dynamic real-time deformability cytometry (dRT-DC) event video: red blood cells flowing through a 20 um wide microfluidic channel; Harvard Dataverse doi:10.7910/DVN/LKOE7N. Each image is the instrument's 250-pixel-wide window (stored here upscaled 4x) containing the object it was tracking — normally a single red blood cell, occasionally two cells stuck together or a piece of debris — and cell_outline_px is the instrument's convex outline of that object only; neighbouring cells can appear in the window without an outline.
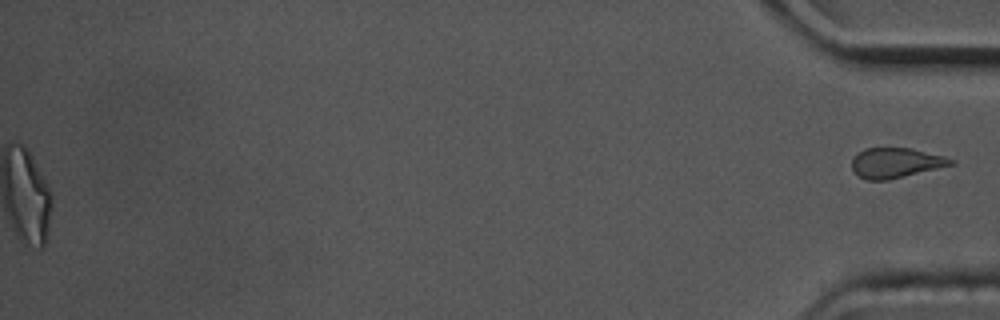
{"species": "common noctule bat (a hibernating species)", "species_latin": "Nyctalus noctula", "temperature_condition": "cold", "stored_images_in_passage": 51, "segment_of_instrument_passage": [2, 2], "camera_frame_rate_fps": 3000, "um_per_image_px": 0.085, "animal": {"sex": "male", "body_mass_g": 17.5, "forearm_length_mm": 52.3}, "frame": {"image": 1, "passage_image": 51, "time_ms": 16.667, "image_size_px": [1000, 320], "cell_outline_px": [[956, 164], [888, 180], [864, 180], [856, 176], [852, 172], [852, 156], [864, 148], [912, 148], [944, 156], [956, 160]], "centroid_in_image_um": [76.11, 13.85], "position_along_channel_um": 359.1, "area_um2": 17.69}}